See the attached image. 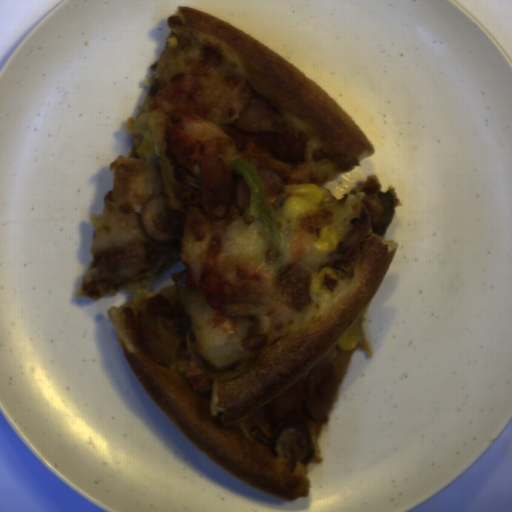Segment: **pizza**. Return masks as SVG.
Returning <instances> with one entry per match:
<instances>
[{
	"instance_id": "obj_1",
	"label": "pizza",
	"mask_w": 512,
	"mask_h": 512,
	"mask_svg": "<svg viewBox=\"0 0 512 512\" xmlns=\"http://www.w3.org/2000/svg\"><path fill=\"white\" fill-rule=\"evenodd\" d=\"M127 156L91 216L89 300L141 388L213 463L296 502L366 313L396 255L399 201L375 176L325 189L376 150L273 49L204 11L168 15Z\"/></svg>"
}]
</instances>
